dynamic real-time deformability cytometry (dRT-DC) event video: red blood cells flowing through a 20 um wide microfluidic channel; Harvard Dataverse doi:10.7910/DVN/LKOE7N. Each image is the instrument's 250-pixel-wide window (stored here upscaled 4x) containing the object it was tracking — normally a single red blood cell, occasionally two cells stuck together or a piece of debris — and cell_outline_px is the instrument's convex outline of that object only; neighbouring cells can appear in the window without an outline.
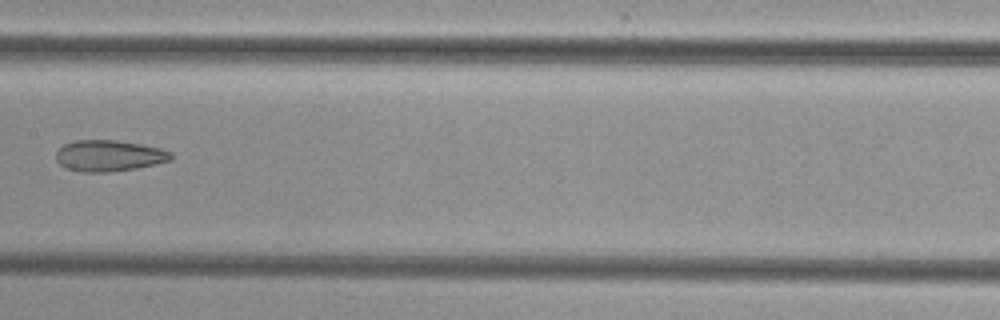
{"species": "common noctule bat (a hibernating species)", "species_latin": "Nyctalus noctula", "temperature_condition": "cold", "stored_images_in_passage": 8, "camera_frame_rate_fps": 3000, "um_per_image_px": 0.085, "animal": {"sex": "female", "body_mass_g": 29.2, "forearm_length_mm": 56.3}, "frame": {"image": 1, "passage_image": 8, "time_ms": 8.333, "image_size_px": [1000, 320], "cell_outline_px": [[172, 160], [156, 164], [136, 168], [108, 172], [80, 172], [64, 168], [56, 160], [56, 152], [64, 144], [72, 140], [116, 140], [140, 144], [160, 148], [172, 152]], "centroid_in_image_um": [9.25, 13.24], "position_along_channel_um": 198.2, "area_um2": 21.04}}